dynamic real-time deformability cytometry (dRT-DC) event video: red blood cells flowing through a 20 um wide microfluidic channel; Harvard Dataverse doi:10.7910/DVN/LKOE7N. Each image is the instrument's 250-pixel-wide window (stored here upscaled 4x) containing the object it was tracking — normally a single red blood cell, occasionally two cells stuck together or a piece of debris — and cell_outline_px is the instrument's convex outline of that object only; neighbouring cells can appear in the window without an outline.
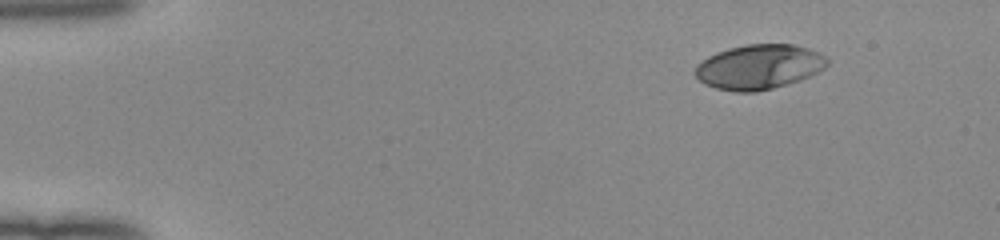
{"species": "human", "species_latin": "Homo sapiens", "temperature_condition": "room temperature", "stored_images_in_passage": 46, "camera_frame_rate_fps": 3000, "um_per_image_px": 0.085, "donor": {"sex": "female"}, "frame": {"image": 1, "passage_image": 1, "time_ms": 0.0, "image_size_px": [1000, 240], "cell_outline_px": [[828, 64], [824, 68], [800, 80], [772, 88], [756, 92], [732, 92], [716, 88], [704, 84], [692, 72], [696, 64], [708, 56], [716, 52], [728, 48], [748, 44], [792, 44], [808, 48], [820, 52], [828, 60]], "centroid_in_image_um": [64.47, 5.68], "position_along_channel_um": 20.5, "area_um2": 34.56}}
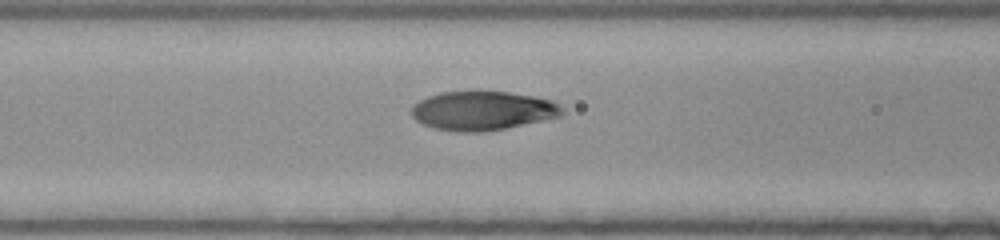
{"frame": {"image": 2, "passage_image": 17, "time_ms": 5.333, "image_size_px": [1000, 240], "cell_outline_px": [[564, 112], [560, 116], [504, 128], [480, 132], [456, 132], [432, 128], [416, 120], [412, 116], [412, 104], [428, 96], [440, 92], [476, 88], [508, 92], [532, 96], [552, 100], [564, 108]], "centroid_in_image_um": [40.97, 9.36], "position_along_channel_um": 125.6, "area_um2": 34.97}}
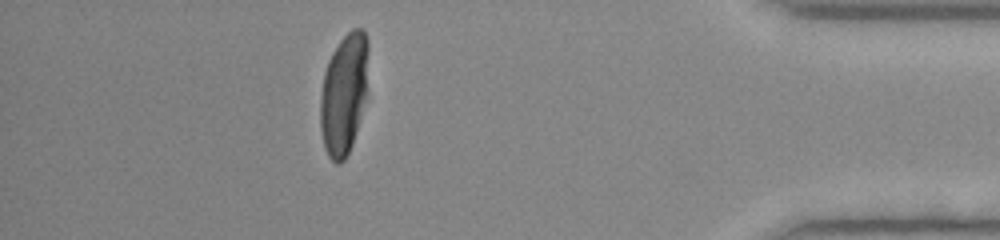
{"frame": {"image": 3, "passage_image": 41, "time_ms": 13.333, "image_size_px": [1000, 240], "cell_outline_px": [[368, 96], [352, 144], [344, 160], [340, 164], [336, 164], [328, 156], [324, 148], [320, 128], [320, 96], [324, 76], [332, 52], [340, 40], [352, 28], [360, 28], [364, 32], [368, 40]], "centroid_in_image_um": [29.26, 8.0], "position_along_channel_um": 405.9, "area_um2": 34.39}, "authors_computed_cell_mechanics": {"area_um2": 34.5644, "velocity_mm_per_s": 4.0218, "shape_relaxation_time_tau1_ms": 4.1917, "shape_relaxation_time_tau2_ms": null, "deformation_change_tau1": 0.2232, "deformation_change_tau2": null}}